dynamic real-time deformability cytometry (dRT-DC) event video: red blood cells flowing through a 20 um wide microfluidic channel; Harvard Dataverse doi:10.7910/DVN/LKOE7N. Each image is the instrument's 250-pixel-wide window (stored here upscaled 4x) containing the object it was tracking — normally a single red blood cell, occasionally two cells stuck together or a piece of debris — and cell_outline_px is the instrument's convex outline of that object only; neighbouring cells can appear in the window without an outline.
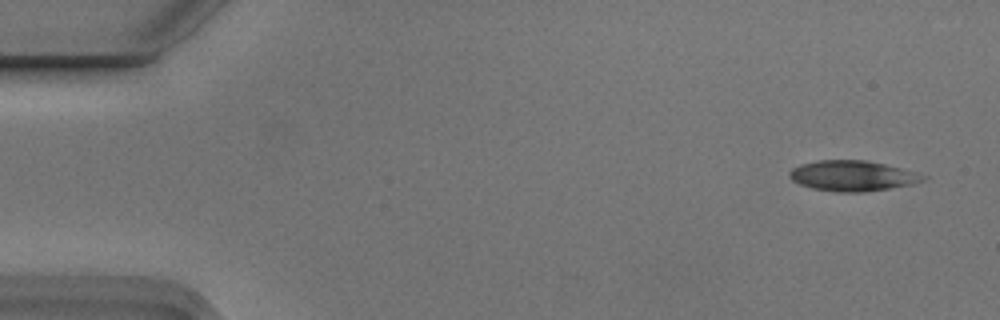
{"species": "Egyptian fruit bat (a non-hibernating species)", "species_latin": "Rousettus aegyptiacus", "temperature_condition": "cold", "stored_images_in_passage": 7, "camera_frame_rate_fps": 3000, "um_per_image_px": 0.085, "animal": {"sex": "male"}, "frame": {"image": 1, "passage_image": 1, "time_ms": 0.0, "image_size_px": [1000, 320], "cell_outline_px": [[928, 176], [924, 180], [912, 184], [864, 192], [836, 192], [812, 188], [800, 184], [792, 180], [788, 172], [792, 168], [800, 164], [816, 160], [868, 160], [884, 164]], "centroid_in_image_um": [72.42, 14.94], "position_along_channel_um": 12.6, "area_um2": 23.52}}
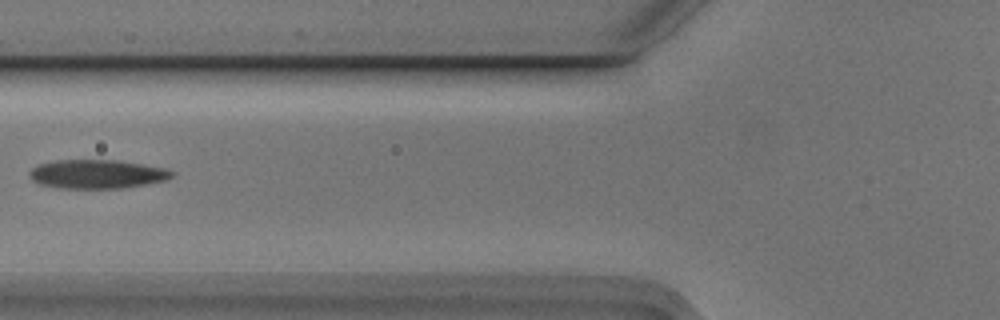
{"frame": {"image": 2, "passage_image": 6, "time_ms": 1.667, "image_size_px": [1000, 320], "cell_outline_px": [[176, 172], [172, 176], [164, 180], [148, 184], [124, 188], [56, 188], [40, 184], [32, 180], [28, 176], [28, 172], [32, 168], [40, 164], [56, 160], [116, 160], [164, 168]], "centroid_in_image_um": [8.22, 14.8], "position_along_channel_um": 117.6, "area_um2": 23.93}}
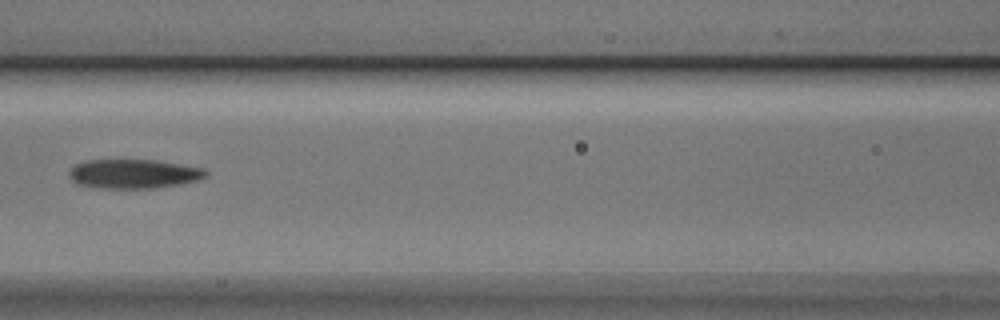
{"frame": {"image": 3, "passage_image": 7, "time_ms": 2.0, "image_size_px": [1000, 320], "cell_outline_px": [[208, 176], [200, 180], [180, 184], [152, 188], [100, 188], [76, 184], [68, 176], [68, 172], [76, 164], [88, 160], [156, 160], [204, 168], [208, 172]], "centroid_in_image_um": [11.38, 14.78], "position_along_channel_um": 155.2, "area_um2": 23.35}}